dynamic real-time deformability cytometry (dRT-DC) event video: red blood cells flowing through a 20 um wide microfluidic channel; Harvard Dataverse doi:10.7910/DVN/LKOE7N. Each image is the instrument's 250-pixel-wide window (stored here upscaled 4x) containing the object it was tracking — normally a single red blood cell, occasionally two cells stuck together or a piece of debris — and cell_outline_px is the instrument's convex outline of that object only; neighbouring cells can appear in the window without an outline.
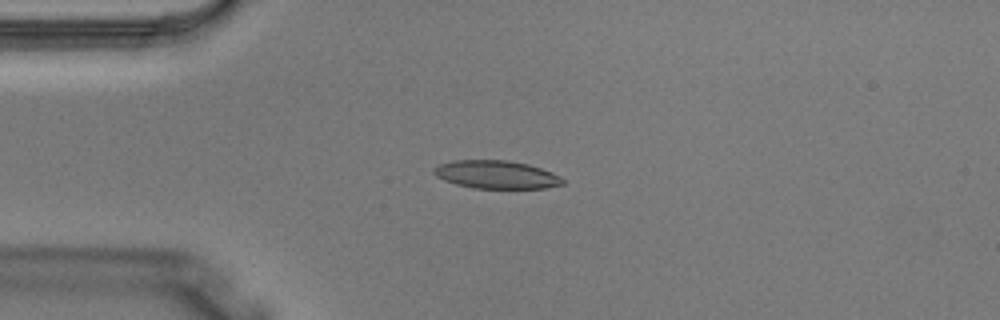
{"species": "Egyptian fruit bat (a non-hibernating species)", "species_latin": "Rousettus aegyptiacus", "temperature_condition": "warm", "stored_images_in_passage": 2, "camera_frame_rate_fps": 3000, "um_per_image_px": 0.085, "animal": {"sex": "male"}, "frame": {"image": 1, "passage_image": 1, "time_ms": 0.0, "image_size_px": [1000, 320], "cell_outline_px": [[564, 184], [544, 188], [472, 188], [456, 184], [444, 180], [436, 176], [432, 172], [432, 168], [440, 164], [452, 160], [508, 160], [528, 164], [552, 172], [560, 176], [564, 180]], "centroid_in_image_um": [42.17, 14.83], "position_along_channel_um": 42.8, "area_um2": 21.15}}
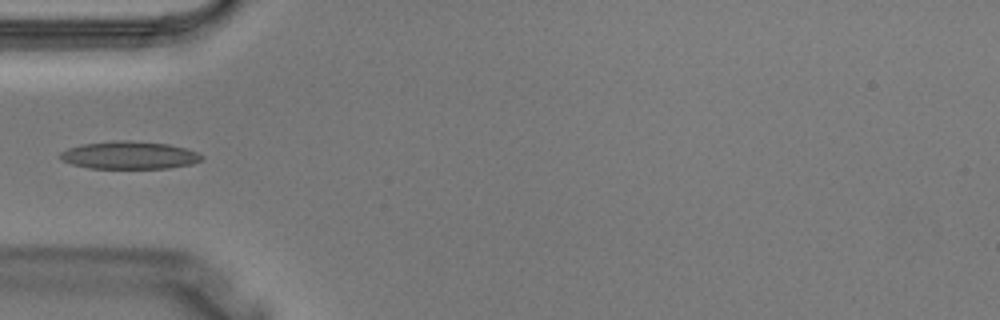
{"frame": {"image": 2, "passage_image": 2, "time_ms": 0.333, "image_size_px": [1000, 320], "cell_outline_px": [[204, 156], [200, 160], [192, 164], [168, 168], [88, 168], [72, 164], [64, 160], [60, 156], [60, 152], [68, 148], [80, 144], [120, 140], [128, 140], [168, 144], [184, 148], [196, 152]], "centroid_in_image_um": [10.98, 13.19], "position_along_channel_um": 74.0, "area_um2": 22.66}}